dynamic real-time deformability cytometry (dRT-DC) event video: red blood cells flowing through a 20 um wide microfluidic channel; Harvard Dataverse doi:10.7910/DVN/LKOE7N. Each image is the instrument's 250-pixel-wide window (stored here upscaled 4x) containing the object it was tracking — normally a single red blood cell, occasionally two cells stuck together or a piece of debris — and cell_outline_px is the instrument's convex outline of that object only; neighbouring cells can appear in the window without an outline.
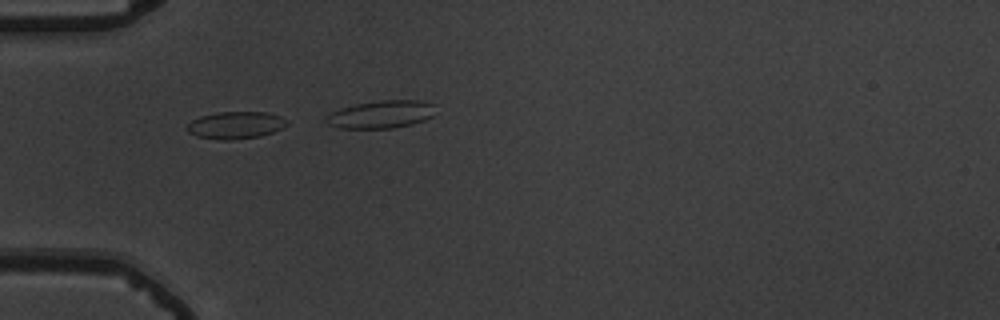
{"species": "common noctule bat (a hibernating species)", "species_latin": "Nyctalus noctula", "temperature_condition": "warm", "stored_images_in_passage": 20, "camera_frame_rate_fps": 3000, "um_per_image_px": 0.085, "animal": {"sex": "male", "body_mass_g": 19.5, "forearm_length_mm": 54.6}, "frame": {"image": 1, "passage_image": 17, "time_ms": 5.333, "image_size_px": [1000, 320], "cell_outline_px": [[288, 124], [272, 132], [260, 136], [232, 140], [220, 140], [196, 136], [188, 132], [184, 128], [192, 120], [200, 116], [216, 112], [268, 112], [280, 116], [288, 120]], "centroid_in_image_um": [20.0, 10.63], "position_along_channel_um": 65.0, "area_um2": 15.95}}